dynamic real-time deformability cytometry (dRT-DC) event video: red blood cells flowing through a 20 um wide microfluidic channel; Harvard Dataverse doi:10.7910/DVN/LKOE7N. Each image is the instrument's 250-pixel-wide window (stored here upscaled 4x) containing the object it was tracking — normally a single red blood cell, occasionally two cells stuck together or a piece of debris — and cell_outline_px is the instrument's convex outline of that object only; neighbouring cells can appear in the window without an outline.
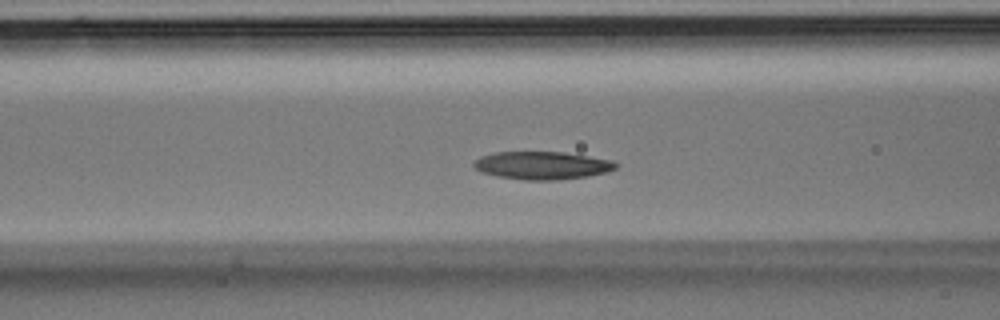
{"species": "Egyptian fruit bat (a non-hibernating species)", "species_latin": "Rousettus aegyptiacus", "temperature_condition": "room temperature", "stored_images_in_passage": 49, "camera_frame_rate_fps": 3000, "um_per_image_px": 0.085, "animal": {"sex": "male"}, "frame": {"image": 1, "passage_image": 20, "time_ms": 6.333, "image_size_px": [1000, 320], "cell_outline_px": [[620, 164], [616, 168], [608, 172], [588, 176], [560, 180], [524, 180], [496, 176], [480, 172], [472, 164], [480, 156], [496, 152], [564, 152], [612, 160]], "centroid_in_image_um": [46.1, 14.06], "position_along_channel_um": 120.5, "area_um2": 23.24}}
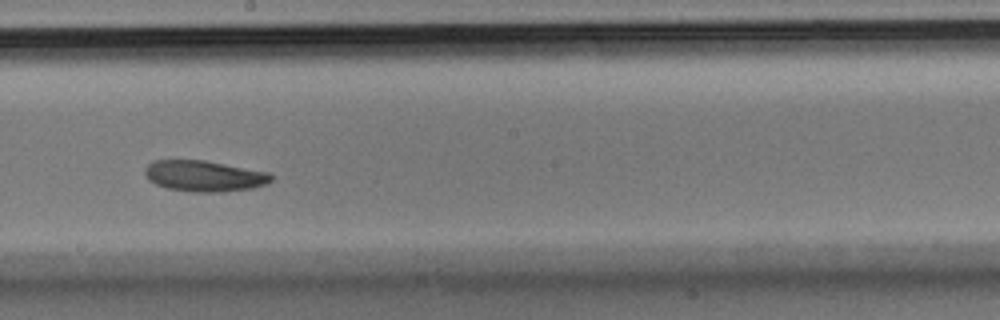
{"frame": {"image": 2, "passage_image": 28, "time_ms": 9.0, "image_size_px": [1000, 320], "cell_outline_px": [[272, 180], [268, 184], [252, 188], [224, 192], [188, 192], [168, 188], [156, 184], [148, 180], [144, 172], [144, 168], [152, 160], [204, 160], [268, 172], [272, 176]], "centroid_in_image_um": [17.34, 14.96], "position_along_channel_um": 230.9, "area_um2": 22.95}}
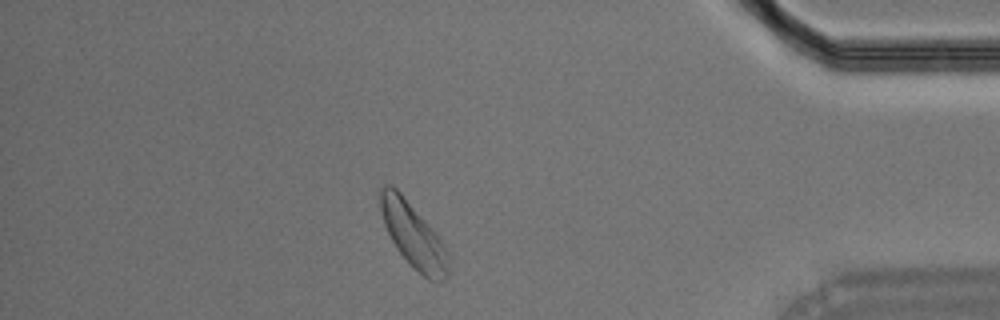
{"frame": {"image": 3, "passage_image": 43, "time_ms": 14.0, "image_size_px": [1000, 320], "cell_outline_px": [[448, 276], [436, 284], [428, 280], [396, 248], [384, 224], [380, 208], [380, 188], [384, 184], [392, 184], [400, 192], [432, 228], [448, 252]], "centroid_in_image_um": [35.13, 19.99], "position_along_channel_um": 400.1, "area_um2": 25.14}}